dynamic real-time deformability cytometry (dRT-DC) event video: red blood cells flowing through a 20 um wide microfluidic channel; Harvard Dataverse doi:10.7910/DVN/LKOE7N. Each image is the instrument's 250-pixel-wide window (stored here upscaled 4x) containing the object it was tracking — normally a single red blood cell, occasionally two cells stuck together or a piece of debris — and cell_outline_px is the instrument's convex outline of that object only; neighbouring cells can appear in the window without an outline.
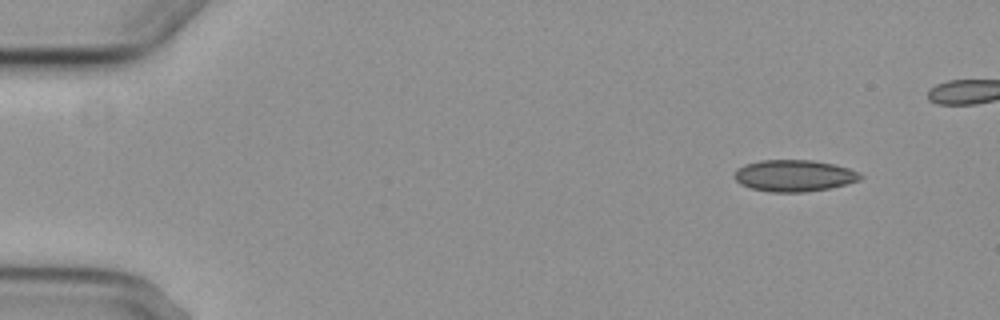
{"species": "common noctule bat (a hibernating species)", "species_latin": "Nyctalus noctula", "temperature_condition": "cold", "stored_images_in_passage": 5, "camera_frame_rate_fps": 3000, "um_per_image_px": 0.085, "animal": {"sex": "female", "body_mass_g": 29.2, "forearm_length_mm": 56.3}, "frame": {"image": 1, "passage_image": 1, "time_ms": 0.0, "image_size_px": [1000, 320], "cell_outline_px": [[864, 176], [860, 180], [828, 188], [804, 192], [772, 192], [752, 188], [740, 184], [732, 176], [736, 168], [744, 164], [760, 160], [812, 160], [832, 164], [848, 168]], "centroid_in_image_um": [67.44, 14.92], "position_along_channel_um": 17.6, "area_um2": 23.12}}